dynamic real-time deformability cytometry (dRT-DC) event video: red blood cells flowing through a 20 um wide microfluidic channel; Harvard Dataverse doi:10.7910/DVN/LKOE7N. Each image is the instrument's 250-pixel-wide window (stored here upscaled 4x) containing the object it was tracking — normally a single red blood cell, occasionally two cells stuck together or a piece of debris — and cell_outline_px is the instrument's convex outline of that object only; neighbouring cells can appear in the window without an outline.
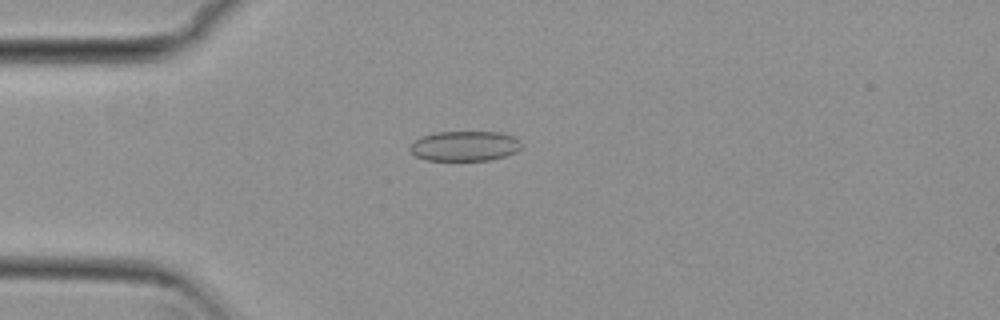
{"species": "common noctule bat (a hibernating species)", "species_latin": "Nyctalus noctula", "temperature_condition": "cold", "stored_images_in_passage": 29, "camera_frame_rate_fps": 3000, "um_per_image_px": 0.085, "animal": {"sex": "female", "body_mass_g": 29.2, "forearm_length_mm": 56.3}, "frame": {"image": 1, "passage_image": 2, "time_ms": 0.333, "image_size_px": [1000, 320], "cell_outline_px": [[524, 144], [516, 152], [492, 160], [428, 160], [416, 156], [408, 148], [420, 136], [436, 132], [500, 132], [512, 136], [520, 140]], "centroid_in_image_um": [39.53, 12.4], "position_along_channel_um": 45.5, "area_um2": 19.54}}
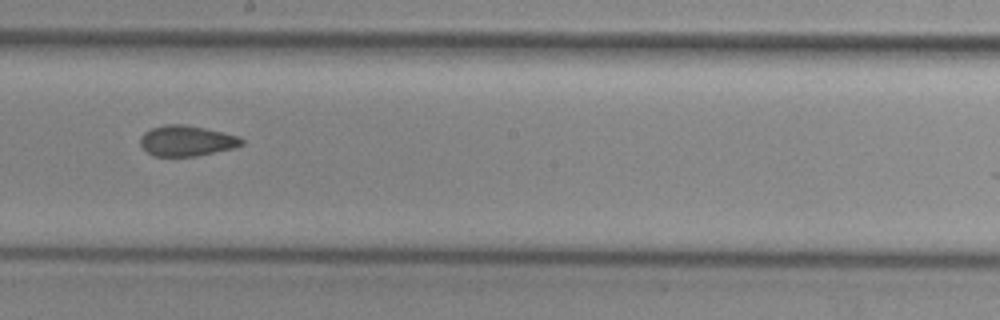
{"frame": {"image": 2, "passage_image": 18, "time_ms": 5.667, "image_size_px": [1000, 320], "cell_outline_px": [[244, 144], [232, 148], [196, 156], [152, 156], [140, 144], [140, 136], [144, 132], [152, 128], [164, 124], [184, 124], [224, 132], [240, 136], [244, 140]], "centroid_in_image_um": [15.86, 11.96], "position_along_channel_um": 232.3, "area_um2": 18.09}}
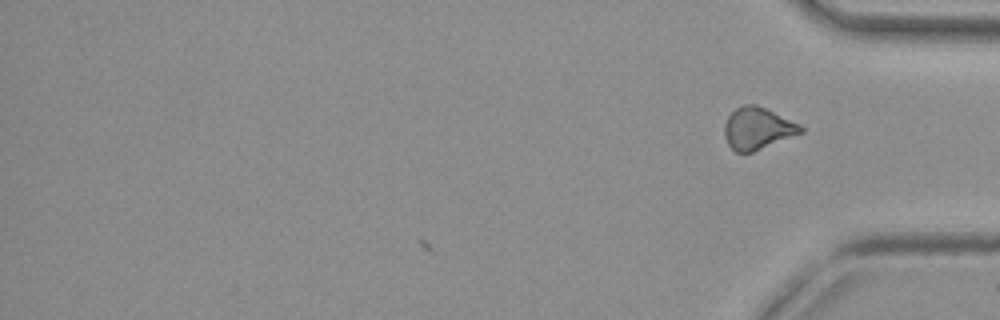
{"frame": {"image": 3, "passage_image": 29, "time_ms": 9.333, "image_size_px": [1000, 320], "cell_outline_px": [[804, 132], [752, 152], [736, 152], [728, 144], [724, 136], [724, 124], [728, 116], [736, 108], [744, 104], [756, 104], [800, 124], [804, 128]], "centroid_in_image_um": [64.39, 10.91], "position_along_channel_um": 370.8, "area_um2": 18.55}, "authors_computed_cell_mechanics": {"area_um2": 18.4382, "velocity_mm_per_s": 3.8234, "shape_relaxation_time_tau1_ms": null, "shape_relaxation_time_tau2_ms": 2.3668, "deformation_change_tau1": null, "deformation_change_tau2": 0.0749}}